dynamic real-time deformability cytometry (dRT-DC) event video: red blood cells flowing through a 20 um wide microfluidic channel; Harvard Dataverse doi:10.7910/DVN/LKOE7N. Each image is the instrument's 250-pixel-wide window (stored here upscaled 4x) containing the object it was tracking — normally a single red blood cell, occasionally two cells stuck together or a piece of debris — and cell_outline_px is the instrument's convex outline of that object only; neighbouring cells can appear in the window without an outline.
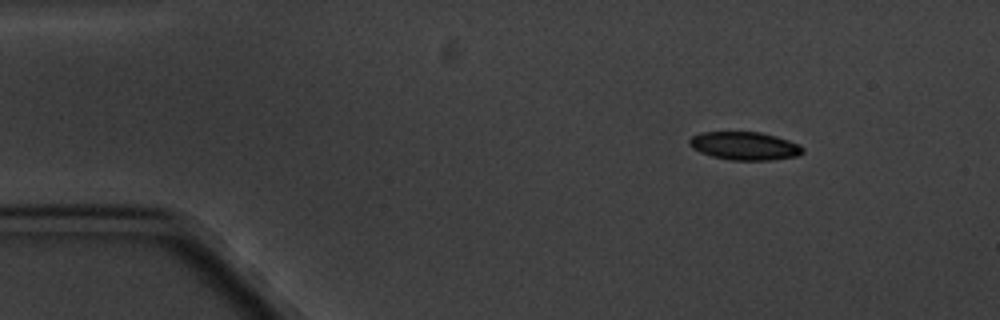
{"species": "common noctule bat (a hibernating species)", "species_latin": "Nyctalus noctula", "temperature_condition": "cold", "stored_images_in_passage": 3, "camera_frame_rate_fps": 3000, "um_per_image_px": 0.085, "animal": {"sex": "male", "body_mass_g": 20.1, "forearm_length_mm": 53.5}, "frame": {"image": 1, "passage_image": 1, "time_ms": 0.0, "image_size_px": [1000, 320], "cell_outline_px": [[804, 152], [796, 156], [768, 160], [728, 160], [712, 156], [700, 152], [692, 148], [688, 144], [688, 140], [692, 136], [700, 132], [760, 132], [776, 136], [800, 144], [804, 148]], "centroid_in_image_um": [63.28, 12.4], "position_along_channel_um": 21.7, "area_um2": 18.67}}